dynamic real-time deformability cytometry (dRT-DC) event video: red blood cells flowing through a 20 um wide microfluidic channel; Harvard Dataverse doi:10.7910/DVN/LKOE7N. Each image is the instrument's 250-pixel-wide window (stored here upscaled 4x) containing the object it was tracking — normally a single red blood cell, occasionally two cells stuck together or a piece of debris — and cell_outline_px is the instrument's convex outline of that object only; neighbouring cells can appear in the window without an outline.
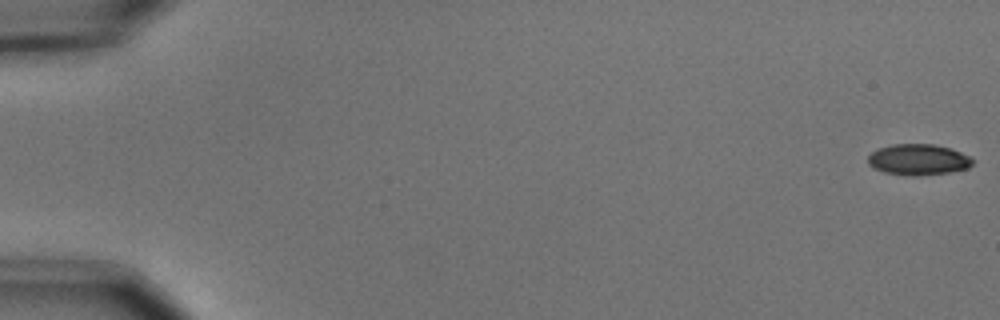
{"species": "common noctule bat (a hibernating species)", "species_latin": "Nyctalus noctula", "temperature_condition": "cold", "stored_images_in_passage": 55, "camera_frame_rate_fps": 3000, "um_per_image_px": 0.085, "animal": {"sex": "male", "body_mass_g": 15.6}, "frame": {"image": 1, "passage_image": 1, "time_ms": 0.0, "image_size_px": [1000, 320], "cell_outline_px": [[972, 164], [968, 168], [948, 172], [916, 176], [884, 172], [872, 168], [868, 164], [868, 156], [872, 152], [880, 148], [892, 144], [936, 144], [952, 148], [968, 156], [972, 160]], "centroid_in_image_um": [78.03, 13.56], "position_along_channel_um": 7.0, "area_um2": 18.79}}
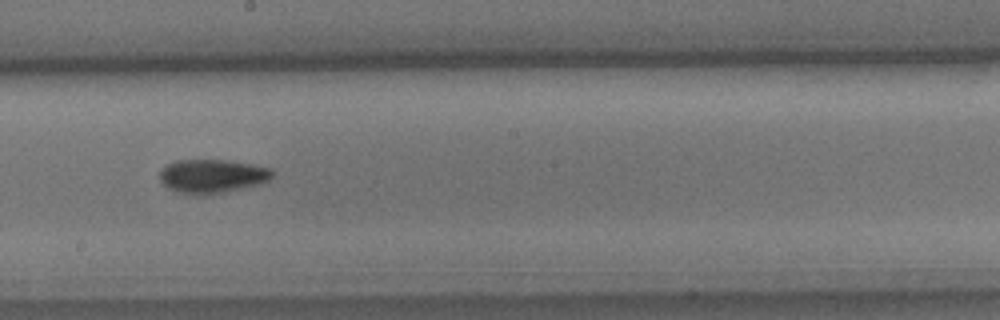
{"frame": {"image": 2, "passage_image": 32, "time_ms": 10.333, "image_size_px": [1000, 320], "cell_outline_px": [[272, 176], [268, 180], [260, 184], [204, 196], [200, 196], [180, 192], [168, 188], [160, 180], [160, 172], [168, 164], [176, 160], [224, 160], [252, 164], [272, 168]], "centroid_in_image_um": [18.04, 14.97], "position_along_channel_um": 230.2, "area_um2": 22.02}}
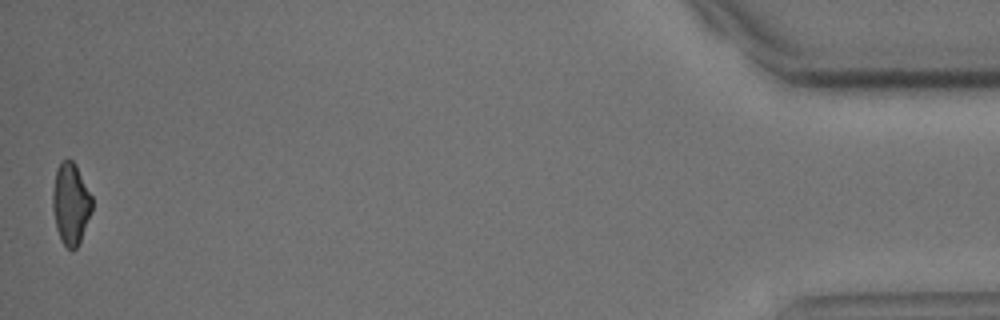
{"frame": {"image": 3, "passage_image": 55, "time_ms": 18.0, "image_size_px": [1000, 320], "cell_outline_px": [[92, 212], [80, 240], [76, 248], [68, 248], [60, 240], [56, 228], [52, 208], [52, 192], [56, 168], [64, 160], [72, 160], [76, 164], [92, 196]], "centroid_in_image_um": [6.01, 17.3], "position_along_channel_um": 429.2, "area_um2": 18.73}, "authors_computed_cell_mechanics": {"area_um2": 19.8254, "velocity_mm_per_s": 3.7066, "shape_relaxation_time_tau1_ms": 2.8385, "shape_relaxation_time_tau2_ms": null, "deformation_change_tau1": 0.11, "deformation_change_tau2": null}}